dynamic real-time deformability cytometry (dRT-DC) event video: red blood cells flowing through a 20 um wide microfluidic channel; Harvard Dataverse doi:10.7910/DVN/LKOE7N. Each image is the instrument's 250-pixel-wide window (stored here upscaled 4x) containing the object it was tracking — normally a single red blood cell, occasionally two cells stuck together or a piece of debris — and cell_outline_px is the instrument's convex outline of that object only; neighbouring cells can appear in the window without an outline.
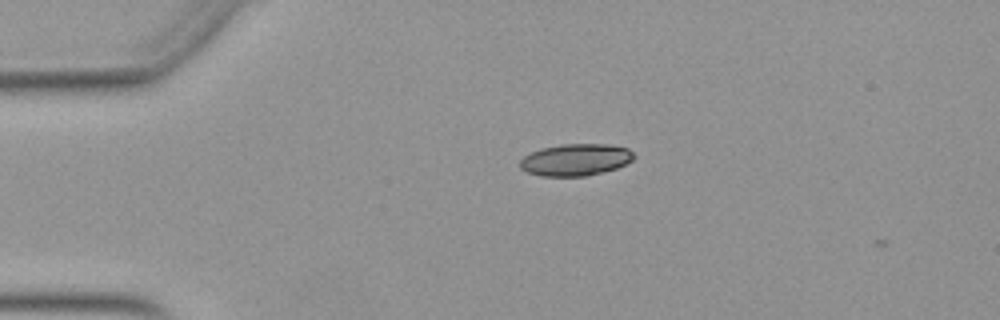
{"species": "Egyptian fruit bat (a non-hibernating species)", "species_latin": "Rousettus aegyptiacus", "temperature_condition": "warm", "stored_images_in_passage": 2, "camera_frame_rate_fps": 3000, "um_per_image_px": 0.085, "animal": {"sex": "female"}, "frame": {"image": 1, "passage_image": 1, "time_ms": 0.0, "image_size_px": [1000, 320], "cell_outline_px": [[636, 156], [632, 160], [616, 168], [588, 176], [540, 176], [528, 172], [520, 168], [520, 160], [524, 156], [540, 148], [560, 144], [608, 144], [628, 148]], "centroid_in_image_um": [48.92, 13.57], "position_along_channel_um": 36.1, "area_um2": 21.21}}